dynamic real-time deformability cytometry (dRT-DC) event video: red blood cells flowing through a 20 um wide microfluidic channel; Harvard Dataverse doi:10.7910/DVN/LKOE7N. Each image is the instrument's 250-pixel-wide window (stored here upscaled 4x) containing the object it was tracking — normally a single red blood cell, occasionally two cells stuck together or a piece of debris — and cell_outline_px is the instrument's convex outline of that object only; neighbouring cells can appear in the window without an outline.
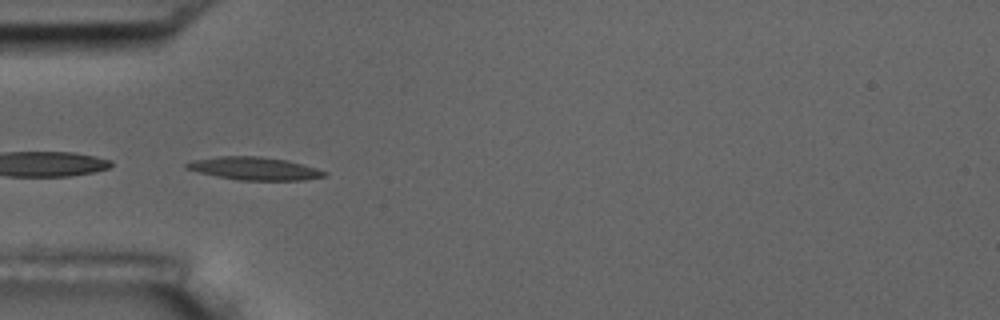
{"species": "common noctule bat (a hibernating species)", "species_latin": "Nyctalus noctula", "temperature_condition": "room temperature", "stored_images_in_passage": 7, "camera_frame_rate_fps": 3000, "um_per_image_px": 0.085, "animal": {"sex": "male", "body_mass_g": 17.5, "forearm_length_mm": 52.3}, "frame": {"image": 1, "passage_image": 2, "time_ms": 1.0, "image_size_px": [1000, 320], "cell_outline_px": [[328, 176], [304, 180], [240, 180], [216, 176], [184, 168], [184, 164], [192, 160], [220, 156], [260, 156], [288, 160], [316, 168], [328, 172]], "centroid_in_image_um": [21.65, 14.32], "position_along_channel_um": 63.4, "area_um2": 18.44}}
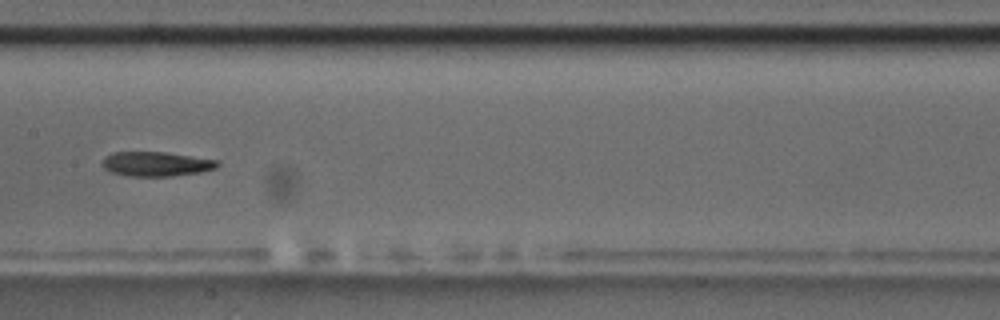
{"frame": {"image": 2, "passage_image": 5, "time_ms": 4.667, "image_size_px": [1000, 320], "cell_outline_px": [[220, 164], [216, 168], [200, 172], [172, 176], [128, 176], [112, 172], [104, 168], [100, 164], [104, 156], [112, 152], [164, 152], [220, 160]], "centroid_in_image_um": [13.26, 13.93], "position_along_channel_um": 194.1, "area_um2": 16.59}}
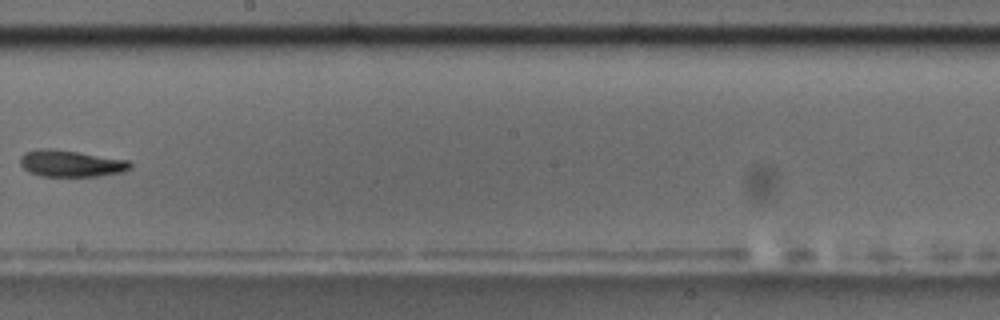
{"frame": {"image": 3, "passage_image": 6, "time_ms": 6.0, "image_size_px": [1000, 320], "cell_outline_px": [[132, 168], [124, 172], [100, 176], [40, 176], [28, 172], [20, 164], [20, 156], [24, 152], [40, 148], [52, 148], [80, 152], [128, 160], [132, 164]], "centroid_in_image_um": [6.03, 13.89], "position_along_channel_um": 242.2, "area_um2": 17.34}}